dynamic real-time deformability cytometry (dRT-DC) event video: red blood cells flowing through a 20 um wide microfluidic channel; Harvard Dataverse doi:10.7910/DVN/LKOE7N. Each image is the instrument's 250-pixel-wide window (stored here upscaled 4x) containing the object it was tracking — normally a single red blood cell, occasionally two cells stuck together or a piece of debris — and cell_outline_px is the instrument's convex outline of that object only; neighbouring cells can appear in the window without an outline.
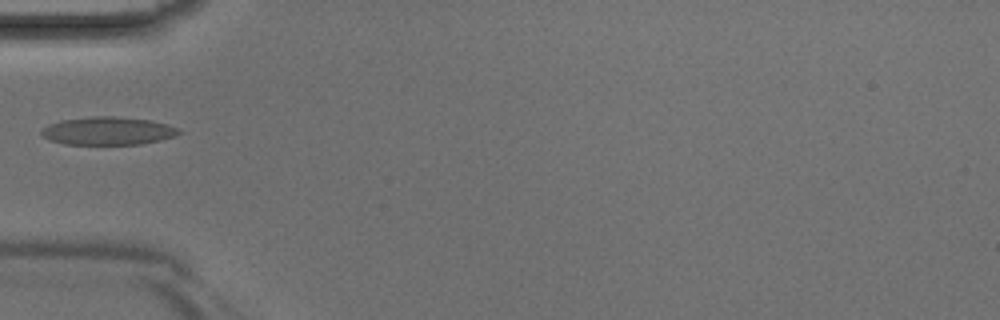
{"species": "Egyptian fruit bat (a non-hibernating species)", "species_latin": "Rousettus aegyptiacus", "temperature_condition": "room temperature", "stored_images_in_passage": 28, "camera_frame_rate_fps": 3000, "um_per_image_px": 0.085, "animal": {"sex": "male"}, "frame": {"image": 1, "passage_image": 1, "time_ms": 0.0, "image_size_px": [1000, 320], "cell_outline_px": [[184, 132], [176, 136], [160, 140], [140, 144], [64, 144], [48, 140], [40, 136], [40, 132], [48, 124], [60, 120], [92, 116], [112, 116], [152, 120], [168, 124], [180, 128]], "centroid_in_image_um": [9.19, 11.12], "position_along_channel_um": 75.8, "area_um2": 22.77}}